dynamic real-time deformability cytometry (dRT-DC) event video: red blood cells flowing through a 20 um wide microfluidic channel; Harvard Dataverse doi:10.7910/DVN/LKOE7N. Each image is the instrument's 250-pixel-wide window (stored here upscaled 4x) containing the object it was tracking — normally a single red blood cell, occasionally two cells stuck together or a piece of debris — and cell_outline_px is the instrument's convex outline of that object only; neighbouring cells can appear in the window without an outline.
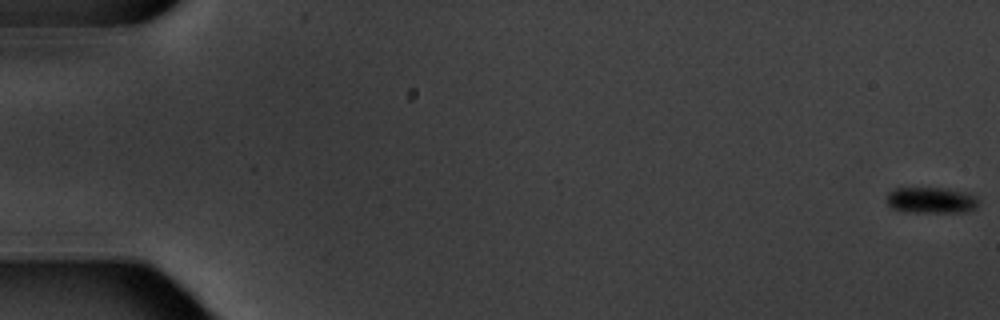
{"species": "common noctule bat (a hibernating species)", "species_latin": "Nyctalus noctula", "temperature_condition": "warm", "stored_images_in_passage": 5, "camera_frame_rate_fps": 3000, "um_per_image_px": 0.085, "animal": {"sex": "male", "body_mass_g": 20.1, "forearm_length_mm": 53.5}, "frame": {"image": 1, "passage_image": 1, "time_ms": 0.0, "image_size_px": [1000, 320], "cell_outline_px": [[976, 208], [964, 212], [916, 212], [892, 208], [888, 204], [888, 192], [892, 188], [944, 188], [968, 192], [976, 196]], "centroid_in_image_um": [79.16, 17.0], "position_along_channel_um": 5.8, "area_um2": 13.81}}